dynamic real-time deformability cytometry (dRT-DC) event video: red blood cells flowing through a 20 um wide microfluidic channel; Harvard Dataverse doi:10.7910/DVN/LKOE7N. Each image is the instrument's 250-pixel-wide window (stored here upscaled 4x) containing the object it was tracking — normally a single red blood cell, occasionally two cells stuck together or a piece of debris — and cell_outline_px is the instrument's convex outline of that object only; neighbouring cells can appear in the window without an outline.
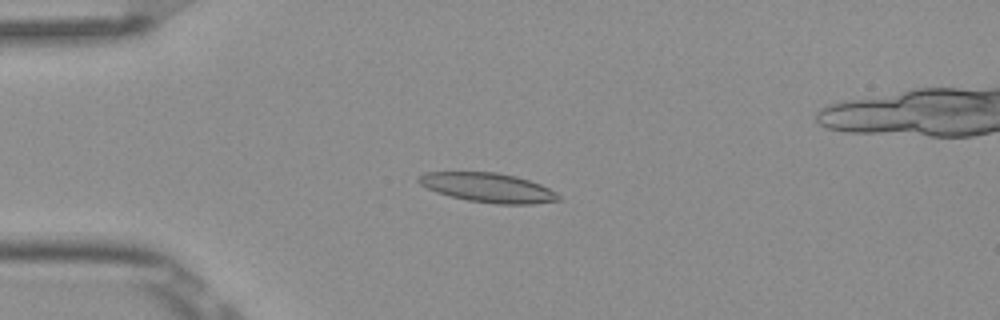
{"species": "Egyptian fruit bat (a non-hibernating species)", "species_latin": "Rousettus aegyptiacus", "temperature_condition": "room temperature", "stored_images_in_passage": 5, "camera_frame_rate_fps": 3000, "um_per_image_px": 0.085, "frame": {"image": 1, "passage_image": 3, "time_ms": 0.667, "image_size_px": [1000, 320], "cell_outline_px": [[560, 200], [532, 204], [496, 204], [468, 200], [436, 192], [420, 184], [416, 180], [424, 172], [496, 172], [516, 176], [540, 184], [556, 192], [560, 196]], "centroid_in_image_um": [41.49, 15.94], "position_along_channel_um": 43.5, "area_um2": 23.76}}
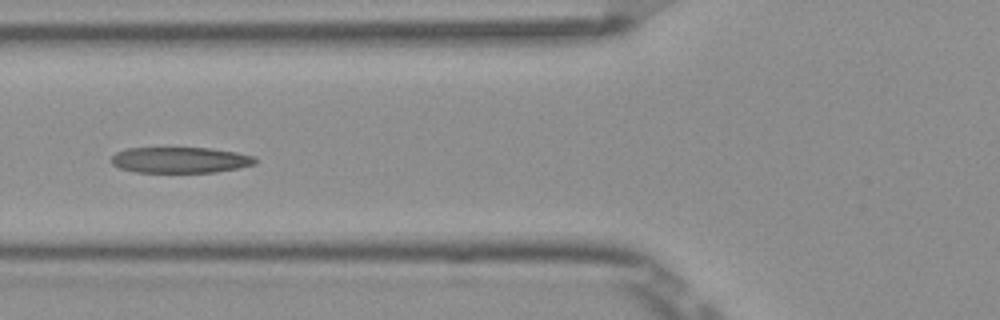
{"frame": {"image": 2, "passage_image": 5, "time_ms": 1.333, "image_size_px": [1000, 320], "cell_outline_px": [[260, 160], [256, 164], [216, 172], [136, 172], [120, 168], [112, 164], [112, 156], [116, 152], [128, 148], [208, 148], [236, 152], [252, 156]], "centroid_in_image_um": [15.33, 13.6], "position_along_channel_um": 110.5, "area_um2": 21.62}}